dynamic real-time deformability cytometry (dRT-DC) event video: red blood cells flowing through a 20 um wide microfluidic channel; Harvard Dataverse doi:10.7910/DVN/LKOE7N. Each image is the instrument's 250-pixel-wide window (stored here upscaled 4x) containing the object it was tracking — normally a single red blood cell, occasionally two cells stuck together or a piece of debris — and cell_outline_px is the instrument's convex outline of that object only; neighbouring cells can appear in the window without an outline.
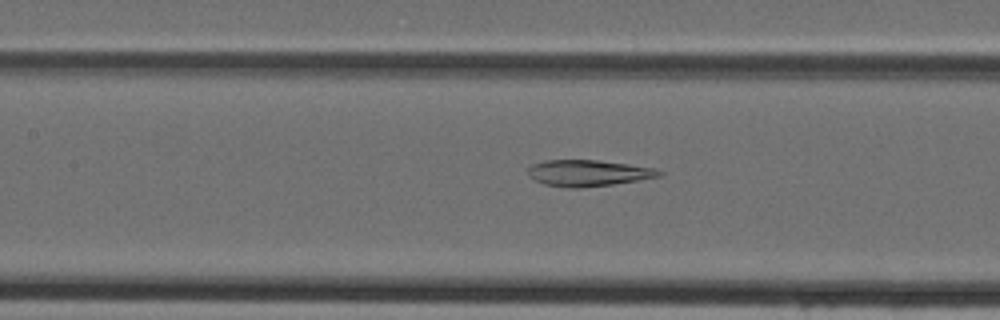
{"species": "Egyptian fruit bat (a non-hibernating species)", "species_latin": "Rousettus aegyptiacus", "temperature_condition": "cold", "stored_images_in_passage": 45, "camera_frame_rate_fps": 3000, "um_per_image_px": 0.085, "animal": {"sex": "female"}, "frame": {"image": 1, "passage_image": 20, "time_ms": 6.333, "image_size_px": [1000, 320], "cell_outline_px": [[664, 172], [660, 176], [640, 180], [612, 184], [580, 188], [568, 188], [544, 184], [532, 180], [528, 176], [528, 168], [532, 164], [544, 160], [596, 160], [628, 164], [656, 168]], "centroid_in_image_um": [49.97, 14.71], "position_along_channel_um": 157.4, "area_um2": 20.23}}
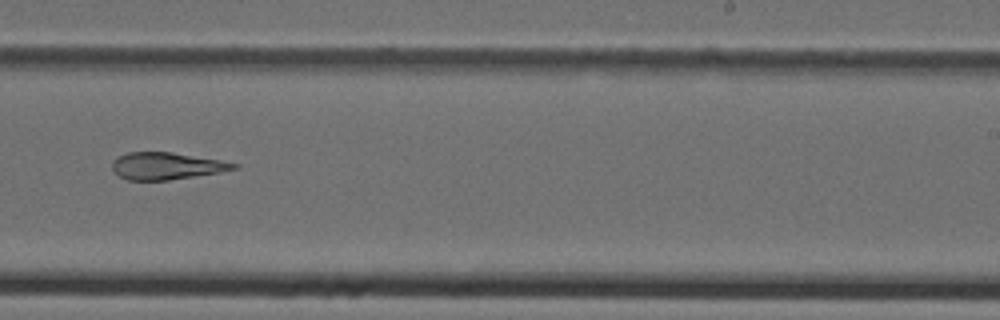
{"frame": {"image": 2, "passage_image": 28, "time_ms": 9.0, "image_size_px": [1000, 320], "cell_outline_px": [[240, 168], [220, 172], [168, 180], [128, 180], [112, 172], [112, 160], [116, 156], [128, 152], [172, 152], [220, 160], [240, 164]], "centroid_in_image_um": [14.13, 14.1], "position_along_channel_um": 274.9, "area_um2": 19.31}}
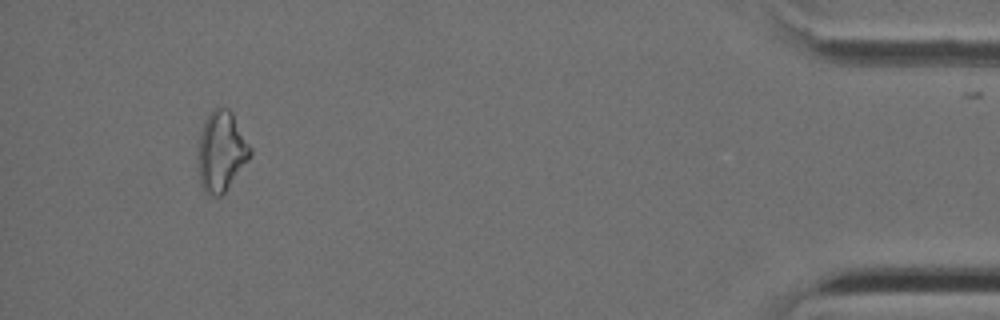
{"frame": {"image": 3, "passage_image": 42, "time_ms": 13.667, "image_size_px": [1000, 320], "cell_outline_px": [[252, 156], [224, 192], [220, 196], [212, 196], [204, 192], [200, 184], [200, 136], [204, 120], [212, 108], [228, 108], [232, 112], [252, 148]], "centroid_in_image_um": [18.85, 12.85], "position_along_channel_um": 416.3, "area_um2": 24.04}}